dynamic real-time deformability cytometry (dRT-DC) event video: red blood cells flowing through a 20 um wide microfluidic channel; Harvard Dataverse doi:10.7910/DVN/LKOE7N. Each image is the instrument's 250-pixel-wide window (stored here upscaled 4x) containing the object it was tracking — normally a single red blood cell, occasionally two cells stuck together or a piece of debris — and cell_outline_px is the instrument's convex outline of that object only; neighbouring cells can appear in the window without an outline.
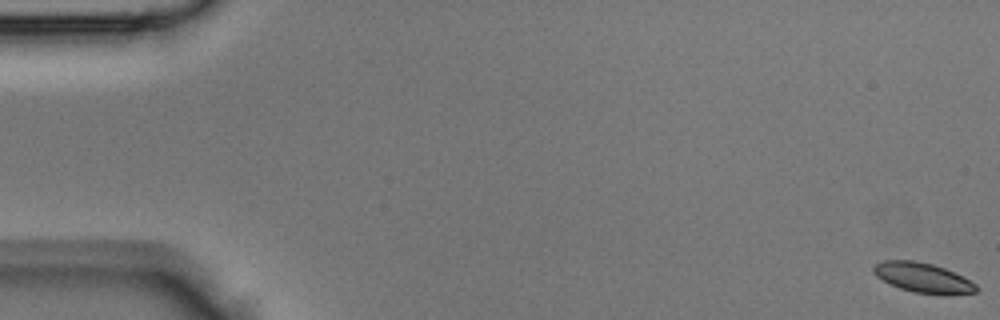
{"species": "Egyptian fruit bat (a non-hibernating species)", "species_latin": "Rousettus aegyptiacus", "temperature_condition": "room temperature", "stored_images_in_passage": 46, "camera_frame_rate_fps": 3000, "um_per_image_px": 0.085, "animal": {"sex": "male"}, "frame": {"image": 1, "passage_image": 1, "time_ms": 0.0, "image_size_px": [1000, 320], "cell_outline_px": [[980, 288], [976, 292], [944, 296], [912, 292], [900, 288], [876, 276], [872, 272], [872, 268], [876, 264], [884, 260], [916, 260], [932, 264], [944, 268], [976, 284]], "centroid_in_image_um": [78.46, 23.62], "position_along_channel_um": 6.5, "area_um2": 17.92}}
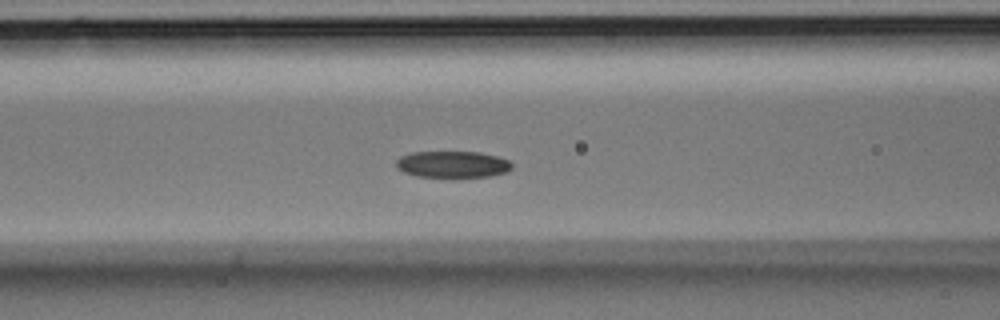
{"frame": {"image": 2, "passage_image": 19, "time_ms": 6.0, "image_size_px": [1000, 320], "cell_outline_px": [[512, 168], [504, 172], [488, 176], [416, 176], [404, 172], [396, 168], [396, 160], [400, 156], [412, 152], [480, 152], [496, 156], [508, 160], [512, 164]], "centroid_in_image_um": [38.43, 13.95], "position_along_channel_um": 128.2, "area_um2": 17.63}}
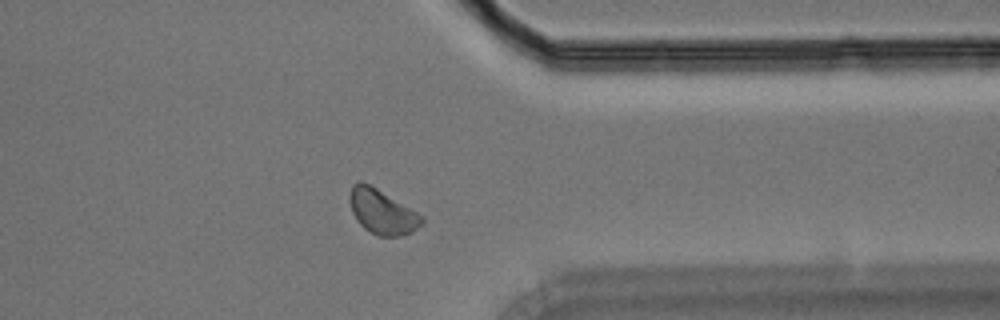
{"frame": {"image": 3, "passage_image": 36, "time_ms": 11.667, "image_size_px": [1000, 320], "cell_outline_px": [[424, 224], [412, 232], [404, 236], [380, 236], [364, 228], [356, 220], [352, 212], [348, 200], [348, 196], [352, 184], [356, 180], [360, 180], [376, 188], [424, 216]], "centroid_in_image_um": [32.47, 18.0], "position_along_channel_um": 378.9, "area_um2": 18.9}}